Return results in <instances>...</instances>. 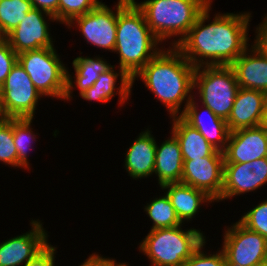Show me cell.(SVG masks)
<instances>
[{"instance_id":"obj_1","label":"cell","mask_w":267,"mask_h":266,"mask_svg":"<svg viewBox=\"0 0 267 266\" xmlns=\"http://www.w3.org/2000/svg\"><path fill=\"white\" fill-rule=\"evenodd\" d=\"M212 4L199 15L188 34L176 46L195 68L231 65L251 46L248 33L252 12H217L211 21Z\"/></svg>"},{"instance_id":"obj_2","label":"cell","mask_w":267,"mask_h":266,"mask_svg":"<svg viewBox=\"0 0 267 266\" xmlns=\"http://www.w3.org/2000/svg\"><path fill=\"white\" fill-rule=\"evenodd\" d=\"M195 69L176 46H164L132 78V85L142 80L156 100L165 106L169 117L180 116L194 97Z\"/></svg>"},{"instance_id":"obj_3","label":"cell","mask_w":267,"mask_h":266,"mask_svg":"<svg viewBox=\"0 0 267 266\" xmlns=\"http://www.w3.org/2000/svg\"><path fill=\"white\" fill-rule=\"evenodd\" d=\"M146 23L132 0H118L116 44L117 67L133 78L164 46ZM160 46V47H159Z\"/></svg>"},{"instance_id":"obj_4","label":"cell","mask_w":267,"mask_h":266,"mask_svg":"<svg viewBox=\"0 0 267 266\" xmlns=\"http://www.w3.org/2000/svg\"><path fill=\"white\" fill-rule=\"evenodd\" d=\"M132 1L143 12L147 25L163 46L168 44L177 46L188 34L199 15L213 2V0H144L139 3L136 0Z\"/></svg>"},{"instance_id":"obj_5","label":"cell","mask_w":267,"mask_h":266,"mask_svg":"<svg viewBox=\"0 0 267 266\" xmlns=\"http://www.w3.org/2000/svg\"><path fill=\"white\" fill-rule=\"evenodd\" d=\"M150 230L138 244L139 252L150 261L149 266H183L206 240L201 229L182 227Z\"/></svg>"},{"instance_id":"obj_6","label":"cell","mask_w":267,"mask_h":266,"mask_svg":"<svg viewBox=\"0 0 267 266\" xmlns=\"http://www.w3.org/2000/svg\"><path fill=\"white\" fill-rule=\"evenodd\" d=\"M197 89V91H196ZM239 89L230 65L201 66L194 72V97L219 118L227 121ZM197 93V94H196Z\"/></svg>"},{"instance_id":"obj_7","label":"cell","mask_w":267,"mask_h":266,"mask_svg":"<svg viewBox=\"0 0 267 266\" xmlns=\"http://www.w3.org/2000/svg\"><path fill=\"white\" fill-rule=\"evenodd\" d=\"M56 51L55 47L24 51L18 54V62L43 97L63 101L67 64L61 61Z\"/></svg>"},{"instance_id":"obj_8","label":"cell","mask_w":267,"mask_h":266,"mask_svg":"<svg viewBox=\"0 0 267 266\" xmlns=\"http://www.w3.org/2000/svg\"><path fill=\"white\" fill-rule=\"evenodd\" d=\"M43 98L29 75L17 61L0 87L1 108L5 118H34Z\"/></svg>"},{"instance_id":"obj_9","label":"cell","mask_w":267,"mask_h":266,"mask_svg":"<svg viewBox=\"0 0 267 266\" xmlns=\"http://www.w3.org/2000/svg\"><path fill=\"white\" fill-rule=\"evenodd\" d=\"M222 251L227 266H254L267 261V240L239 221L225 226Z\"/></svg>"},{"instance_id":"obj_10","label":"cell","mask_w":267,"mask_h":266,"mask_svg":"<svg viewBox=\"0 0 267 266\" xmlns=\"http://www.w3.org/2000/svg\"><path fill=\"white\" fill-rule=\"evenodd\" d=\"M114 7H109L102 2L95 9L86 14L74 18L67 28L80 30V34L93 47L114 52L116 44L118 0Z\"/></svg>"},{"instance_id":"obj_11","label":"cell","mask_w":267,"mask_h":266,"mask_svg":"<svg viewBox=\"0 0 267 266\" xmlns=\"http://www.w3.org/2000/svg\"><path fill=\"white\" fill-rule=\"evenodd\" d=\"M49 21L57 22L51 14L33 8L5 39L17 54L29 50L54 47L55 39L53 41V36H51V28H49L51 23Z\"/></svg>"},{"instance_id":"obj_12","label":"cell","mask_w":267,"mask_h":266,"mask_svg":"<svg viewBox=\"0 0 267 266\" xmlns=\"http://www.w3.org/2000/svg\"><path fill=\"white\" fill-rule=\"evenodd\" d=\"M264 185H267V157L246 163H224L222 193L215 202L257 192Z\"/></svg>"},{"instance_id":"obj_13","label":"cell","mask_w":267,"mask_h":266,"mask_svg":"<svg viewBox=\"0 0 267 266\" xmlns=\"http://www.w3.org/2000/svg\"><path fill=\"white\" fill-rule=\"evenodd\" d=\"M39 219L30 221L31 230L0 242V266H24L50 242Z\"/></svg>"},{"instance_id":"obj_14","label":"cell","mask_w":267,"mask_h":266,"mask_svg":"<svg viewBox=\"0 0 267 266\" xmlns=\"http://www.w3.org/2000/svg\"><path fill=\"white\" fill-rule=\"evenodd\" d=\"M183 161L181 183L203 190L216 201L223 188L224 156Z\"/></svg>"},{"instance_id":"obj_15","label":"cell","mask_w":267,"mask_h":266,"mask_svg":"<svg viewBox=\"0 0 267 266\" xmlns=\"http://www.w3.org/2000/svg\"><path fill=\"white\" fill-rule=\"evenodd\" d=\"M223 154L224 163H246L267 157V130L259 125L231 131Z\"/></svg>"},{"instance_id":"obj_16","label":"cell","mask_w":267,"mask_h":266,"mask_svg":"<svg viewBox=\"0 0 267 266\" xmlns=\"http://www.w3.org/2000/svg\"><path fill=\"white\" fill-rule=\"evenodd\" d=\"M198 107H200L198 101H196V97H193L180 117L187 124L196 128L212 147L223 153L230 134L227 121L219 118L206 106L201 105L204 112L200 111ZM202 113L206 115H202Z\"/></svg>"},{"instance_id":"obj_17","label":"cell","mask_w":267,"mask_h":266,"mask_svg":"<svg viewBox=\"0 0 267 266\" xmlns=\"http://www.w3.org/2000/svg\"><path fill=\"white\" fill-rule=\"evenodd\" d=\"M230 65L239 88L263 91L267 94V53L254 41Z\"/></svg>"},{"instance_id":"obj_18","label":"cell","mask_w":267,"mask_h":266,"mask_svg":"<svg viewBox=\"0 0 267 266\" xmlns=\"http://www.w3.org/2000/svg\"><path fill=\"white\" fill-rule=\"evenodd\" d=\"M118 79L119 86L117 83ZM132 88V78L123 69L113 65L108 71L100 74L97 81L82 93L80 97L85 101H97L107 104L118 95V107L122 108L131 99Z\"/></svg>"},{"instance_id":"obj_19","label":"cell","mask_w":267,"mask_h":266,"mask_svg":"<svg viewBox=\"0 0 267 266\" xmlns=\"http://www.w3.org/2000/svg\"><path fill=\"white\" fill-rule=\"evenodd\" d=\"M266 98L263 91L239 88L227 119L229 131L261 125Z\"/></svg>"},{"instance_id":"obj_20","label":"cell","mask_w":267,"mask_h":266,"mask_svg":"<svg viewBox=\"0 0 267 266\" xmlns=\"http://www.w3.org/2000/svg\"><path fill=\"white\" fill-rule=\"evenodd\" d=\"M141 131L124 154V167L133 180L154 176L156 139L150 128Z\"/></svg>"},{"instance_id":"obj_21","label":"cell","mask_w":267,"mask_h":266,"mask_svg":"<svg viewBox=\"0 0 267 266\" xmlns=\"http://www.w3.org/2000/svg\"><path fill=\"white\" fill-rule=\"evenodd\" d=\"M167 194L179 220L186 224L199 214L200 208L206 204L215 202L203 190L194 188L183 183H168L160 187ZM208 203V204H207Z\"/></svg>"},{"instance_id":"obj_22","label":"cell","mask_w":267,"mask_h":266,"mask_svg":"<svg viewBox=\"0 0 267 266\" xmlns=\"http://www.w3.org/2000/svg\"><path fill=\"white\" fill-rule=\"evenodd\" d=\"M107 59L96 55L95 57L90 56H78L73 58L72 66L74 68L73 74H70L69 67H67V79H66V93L63 101H71L74 89L79 91V95L84 93L90 88L100 77V74L108 71L113 65L106 61ZM66 100V101H65Z\"/></svg>"},{"instance_id":"obj_23","label":"cell","mask_w":267,"mask_h":266,"mask_svg":"<svg viewBox=\"0 0 267 266\" xmlns=\"http://www.w3.org/2000/svg\"><path fill=\"white\" fill-rule=\"evenodd\" d=\"M171 136L164 139L160 145L156 144L155 169L153 174L158 179L159 187L168 183H180L183 173V157L180 145L176 137Z\"/></svg>"},{"instance_id":"obj_24","label":"cell","mask_w":267,"mask_h":266,"mask_svg":"<svg viewBox=\"0 0 267 266\" xmlns=\"http://www.w3.org/2000/svg\"><path fill=\"white\" fill-rule=\"evenodd\" d=\"M171 132L179 142L183 160H194L208 156H224L212 147L196 129L187 124L180 116L170 117Z\"/></svg>"},{"instance_id":"obj_25","label":"cell","mask_w":267,"mask_h":266,"mask_svg":"<svg viewBox=\"0 0 267 266\" xmlns=\"http://www.w3.org/2000/svg\"><path fill=\"white\" fill-rule=\"evenodd\" d=\"M33 118H13V140L17 150V168L30 170L29 151L40 135L32 128ZM32 123V124H31Z\"/></svg>"},{"instance_id":"obj_26","label":"cell","mask_w":267,"mask_h":266,"mask_svg":"<svg viewBox=\"0 0 267 266\" xmlns=\"http://www.w3.org/2000/svg\"><path fill=\"white\" fill-rule=\"evenodd\" d=\"M150 199V202L144 205V212L153 223L150 230L172 228L183 224L165 192L162 196Z\"/></svg>"},{"instance_id":"obj_27","label":"cell","mask_w":267,"mask_h":266,"mask_svg":"<svg viewBox=\"0 0 267 266\" xmlns=\"http://www.w3.org/2000/svg\"><path fill=\"white\" fill-rule=\"evenodd\" d=\"M33 8L30 0H0V38L13 31Z\"/></svg>"},{"instance_id":"obj_28","label":"cell","mask_w":267,"mask_h":266,"mask_svg":"<svg viewBox=\"0 0 267 266\" xmlns=\"http://www.w3.org/2000/svg\"><path fill=\"white\" fill-rule=\"evenodd\" d=\"M102 0H59L58 23L66 26L74 18L95 9Z\"/></svg>"},{"instance_id":"obj_29","label":"cell","mask_w":267,"mask_h":266,"mask_svg":"<svg viewBox=\"0 0 267 266\" xmlns=\"http://www.w3.org/2000/svg\"><path fill=\"white\" fill-rule=\"evenodd\" d=\"M0 162L17 167V150L13 140V118L0 121Z\"/></svg>"},{"instance_id":"obj_30","label":"cell","mask_w":267,"mask_h":266,"mask_svg":"<svg viewBox=\"0 0 267 266\" xmlns=\"http://www.w3.org/2000/svg\"><path fill=\"white\" fill-rule=\"evenodd\" d=\"M238 221L267 240V198L241 215Z\"/></svg>"},{"instance_id":"obj_31","label":"cell","mask_w":267,"mask_h":266,"mask_svg":"<svg viewBox=\"0 0 267 266\" xmlns=\"http://www.w3.org/2000/svg\"><path fill=\"white\" fill-rule=\"evenodd\" d=\"M206 242L207 240L203 241L183 266H227L222 249L218 248L213 254L206 252L204 250Z\"/></svg>"},{"instance_id":"obj_32","label":"cell","mask_w":267,"mask_h":266,"mask_svg":"<svg viewBox=\"0 0 267 266\" xmlns=\"http://www.w3.org/2000/svg\"><path fill=\"white\" fill-rule=\"evenodd\" d=\"M17 61L18 54L5 38H0V87Z\"/></svg>"},{"instance_id":"obj_33","label":"cell","mask_w":267,"mask_h":266,"mask_svg":"<svg viewBox=\"0 0 267 266\" xmlns=\"http://www.w3.org/2000/svg\"><path fill=\"white\" fill-rule=\"evenodd\" d=\"M57 247L49 243L39 254L29 260L24 266H57L55 258Z\"/></svg>"},{"instance_id":"obj_34","label":"cell","mask_w":267,"mask_h":266,"mask_svg":"<svg viewBox=\"0 0 267 266\" xmlns=\"http://www.w3.org/2000/svg\"><path fill=\"white\" fill-rule=\"evenodd\" d=\"M83 262L81 265L78 264V266H123L126 263L117 262L115 258H106L103 255L101 256L98 252L90 254Z\"/></svg>"},{"instance_id":"obj_35","label":"cell","mask_w":267,"mask_h":266,"mask_svg":"<svg viewBox=\"0 0 267 266\" xmlns=\"http://www.w3.org/2000/svg\"><path fill=\"white\" fill-rule=\"evenodd\" d=\"M35 9L45 11L55 17L58 24L59 0H30Z\"/></svg>"},{"instance_id":"obj_36","label":"cell","mask_w":267,"mask_h":266,"mask_svg":"<svg viewBox=\"0 0 267 266\" xmlns=\"http://www.w3.org/2000/svg\"><path fill=\"white\" fill-rule=\"evenodd\" d=\"M258 26L255 27V38L253 39L255 43L258 44L267 53V14Z\"/></svg>"},{"instance_id":"obj_37","label":"cell","mask_w":267,"mask_h":266,"mask_svg":"<svg viewBox=\"0 0 267 266\" xmlns=\"http://www.w3.org/2000/svg\"><path fill=\"white\" fill-rule=\"evenodd\" d=\"M261 125L267 130V98L265 102L264 115Z\"/></svg>"},{"instance_id":"obj_38","label":"cell","mask_w":267,"mask_h":266,"mask_svg":"<svg viewBox=\"0 0 267 266\" xmlns=\"http://www.w3.org/2000/svg\"><path fill=\"white\" fill-rule=\"evenodd\" d=\"M3 119H5V116H4L2 108H1V100H0V121H2Z\"/></svg>"},{"instance_id":"obj_39","label":"cell","mask_w":267,"mask_h":266,"mask_svg":"<svg viewBox=\"0 0 267 266\" xmlns=\"http://www.w3.org/2000/svg\"><path fill=\"white\" fill-rule=\"evenodd\" d=\"M254 266H267V261L260 263V264H257V265H254Z\"/></svg>"},{"instance_id":"obj_40","label":"cell","mask_w":267,"mask_h":266,"mask_svg":"<svg viewBox=\"0 0 267 266\" xmlns=\"http://www.w3.org/2000/svg\"><path fill=\"white\" fill-rule=\"evenodd\" d=\"M123 266H130V264L129 263L127 264V262H126Z\"/></svg>"}]
</instances>
